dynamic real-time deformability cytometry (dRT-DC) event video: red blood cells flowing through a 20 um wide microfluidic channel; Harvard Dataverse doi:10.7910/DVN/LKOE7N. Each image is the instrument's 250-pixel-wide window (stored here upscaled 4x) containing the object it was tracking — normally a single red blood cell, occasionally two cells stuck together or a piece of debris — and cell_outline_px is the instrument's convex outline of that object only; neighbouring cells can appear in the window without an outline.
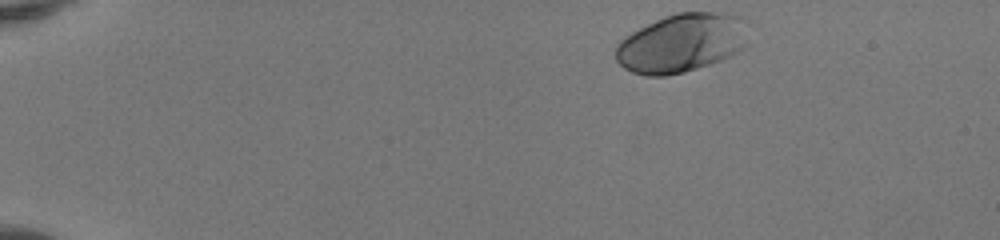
{"species": "human", "species_latin": "Homo sapiens", "temperature_condition": "room temperature", "stored_images_in_passage": 44, "camera_frame_rate_fps": 3000, "um_per_image_px": 0.085, "donor": {"sex": "female"}, "frame": {"image": 1, "passage_image": 1, "time_ms": 0.0, "image_size_px": [1000, 240], "cell_outline_px": [[744, 44], [736, 52], [720, 60], [684, 72], [664, 76], [644, 76], [632, 72], [624, 68], [616, 60], [616, 44], [620, 40], [632, 32], [664, 16], [676, 12], [712, 12], [740, 16], [744, 20]], "centroid_in_image_um": [57.85, 3.66], "position_along_channel_um": 27.1, "area_um2": 44.68}}
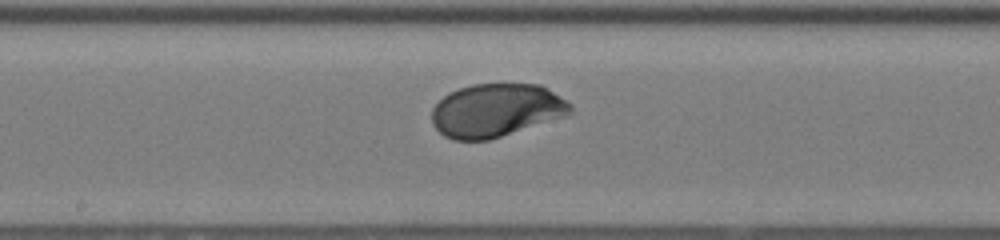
{"frame": {"image": 2, "passage_image": 22, "time_ms": 7.0, "image_size_px": [1000, 240], "cell_outline_px": [[572, 112], [568, 116], [488, 140], [452, 140], [444, 136], [432, 124], [432, 108], [448, 92], [472, 84], [540, 84], [548, 88], [568, 100], [572, 104]], "centroid_in_image_um": [42.21, 9.38], "position_along_channel_um": 206.0, "area_um2": 43.35}}
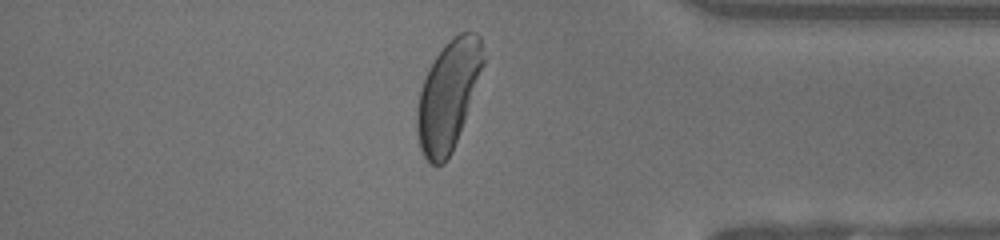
{"frame": {"image": 3, "passage_image": 37, "time_ms": 12.0, "image_size_px": [1000, 240], "cell_outline_px": [[484, 60], [464, 120], [452, 152], [444, 164], [432, 164], [424, 156], [420, 148], [416, 128], [416, 112], [420, 92], [424, 80], [436, 56], [444, 44], [460, 32], [476, 32], [480, 36], [484, 56]], "centroid_in_image_um": [38.08, 8.11], "position_along_channel_um": 397.1, "area_um2": 41.15}, "authors_computed_cell_mechanics": {"area_um2": 43.0899, "velocity_mm_per_s": 4.1256, "shape_relaxation_time_tau1_ms": 2.1359, "shape_relaxation_time_tau2_ms": null, "deformation_change_tau1": 0.148, "deformation_change_tau2": null}}